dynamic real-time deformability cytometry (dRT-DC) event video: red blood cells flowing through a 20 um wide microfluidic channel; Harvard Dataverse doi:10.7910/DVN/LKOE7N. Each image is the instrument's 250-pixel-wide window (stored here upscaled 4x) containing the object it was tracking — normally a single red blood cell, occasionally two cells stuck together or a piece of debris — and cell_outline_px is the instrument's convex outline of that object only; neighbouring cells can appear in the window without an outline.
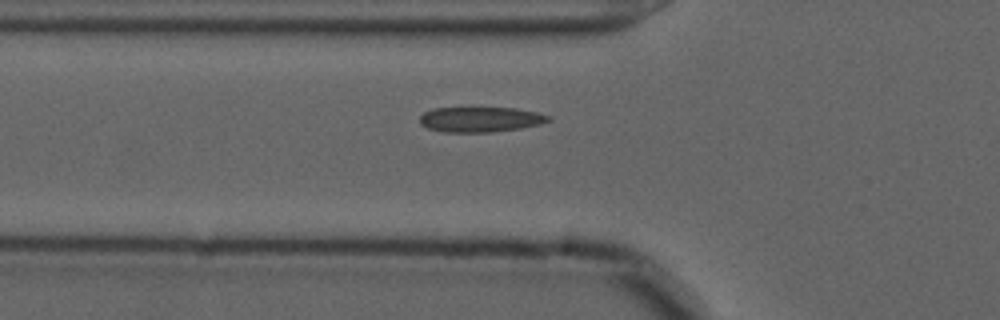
{"species": "common noctule bat (a hibernating species)", "species_latin": "Nyctalus noctula", "temperature_condition": "cold", "stored_images_in_passage": 41, "camera_frame_rate_fps": 3000, "um_per_image_px": 0.085, "animal": {"sex": "male", "forearm_length_mm": 52.5}, "frame": {"image": 1, "passage_image": 8, "time_ms": 2.333, "image_size_px": [1000, 320], "cell_outline_px": [[552, 120], [540, 124], [520, 128], [492, 132], [444, 132], [428, 128], [420, 124], [420, 116], [424, 112], [432, 108], [516, 108], [536, 112], [552, 116]], "centroid_in_image_um": [40.85, 10.15], "position_along_channel_um": 85.0, "area_um2": 18.9}}
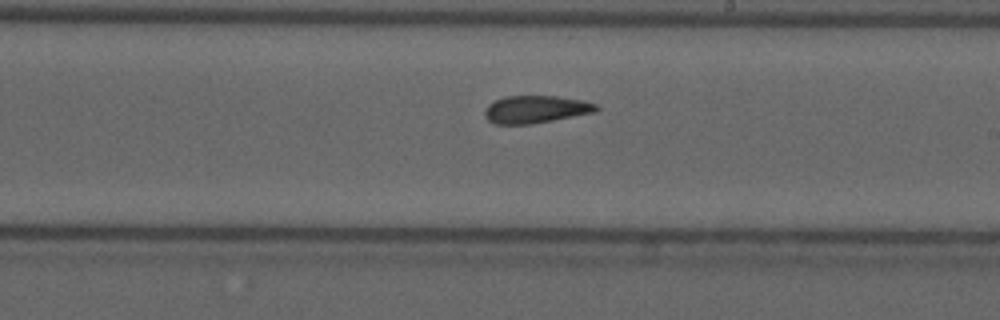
{"frame": {"image": 2, "passage_image": 21, "time_ms": 6.667, "image_size_px": [1000, 320], "cell_outline_px": [[600, 108], [596, 112], [552, 120], [528, 124], [496, 124], [488, 120], [484, 116], [484, 112], [488, 104], [504, 96], [556, 96], [580, 100], [596, 104]], "centroid_in_image_um": [45.52, 9.29], "position_along_channel_um": 243.5, "area_um2": 17.74}}
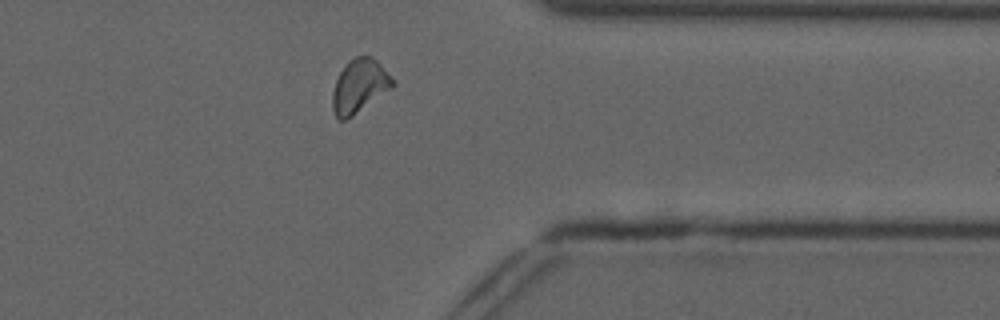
{"frame": {"image": 3, "passage_image": 33, "time_ms": 10.667, "image_size_px": [1000, 320], "cell_outline_px": [[396, 84], [392, 88], [352, 116], [344, 120], [340, 120], [336, 116], [332, 108], [332, 92], [336, 80], [340, 72], [348, 60], [356, 56], [368, 56], [376, 60], [396, 80]], "centroid_in_image_um": [30.56, 7.3], "position_along_channel_um": 380.8, "area_um2": 18.73}, "authors_computed_cell_mechanics": {"area_um2": 18.1492, "velocity_mm_per_s": 3.6541, "shape_relaxation_time_tau1_ms": null, "shape_relaxation_time_tau2_ms": 2.1369, "deformation_change_tau1": null, "deformation_change_tau2": 0.0663}}